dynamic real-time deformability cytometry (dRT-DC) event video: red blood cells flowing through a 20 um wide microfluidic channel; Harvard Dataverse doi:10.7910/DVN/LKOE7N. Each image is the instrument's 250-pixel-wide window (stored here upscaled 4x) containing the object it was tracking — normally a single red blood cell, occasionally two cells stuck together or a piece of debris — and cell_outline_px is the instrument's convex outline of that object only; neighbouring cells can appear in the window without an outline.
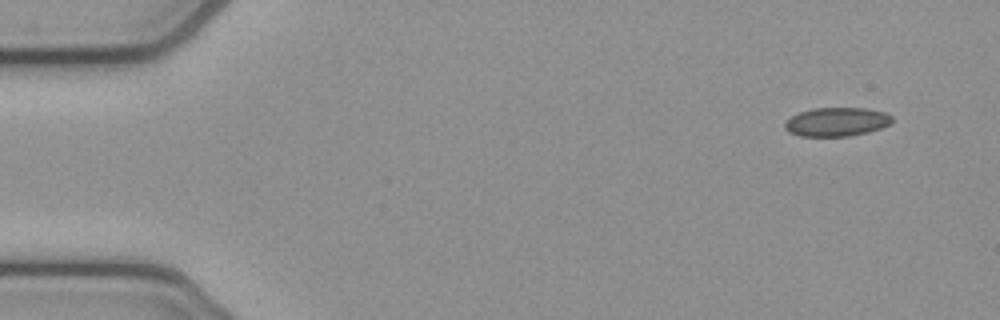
{"species": "common noctule bat (a hibernating species)", "species_latin": "Nyctalus noctula", "temperature_condition": "cold", "stored_images_in_passage": 4, "camera_frame_rate_fps": 3000, "um_per_image_px": 0.085, "animal": {"sex": "female", "body_mass_g": 21.9}, "frame": {"image": 1, "passage_image": 1, "time_ms": 0.0, "image_size_px": [1000, 320], "cell_outline_px": [[892, 120], [888, 124], [880, 128], [868, 132], [848, 136], [800, 136], [788, 132], [784, 128], [784, 120], [800, 112], [812, 108], [864, 108], [884, 112], [892, 116]], "centroid_in_image_um": [71.06, 10.36], "position_along_channel_um": 13.9, "area_um2": 17.98}}